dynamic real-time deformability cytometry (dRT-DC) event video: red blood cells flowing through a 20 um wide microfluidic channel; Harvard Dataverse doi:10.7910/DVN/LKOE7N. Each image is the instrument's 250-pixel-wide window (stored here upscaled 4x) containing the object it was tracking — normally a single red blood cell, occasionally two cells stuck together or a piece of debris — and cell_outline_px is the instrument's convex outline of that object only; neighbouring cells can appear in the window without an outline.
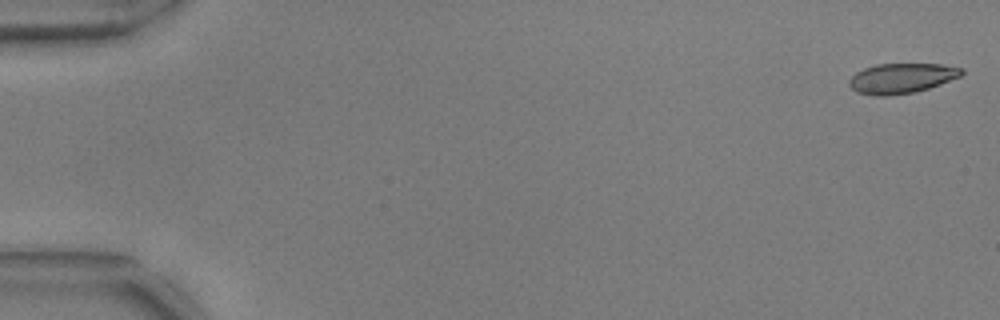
{"species": "common noctule bat (a hibernating species)", "species_latin": "Nyctalus noctula", "temperature_condition": "warm", "stored_images_in_passage": 54, "camera_frame_rate_fps": 3000, "um_per_image_px": 0.085, "animal": {"sex": "male", "body_mass_g": 17.9, "forearm_length_mm": 54.2}, "frame": {"image": 1, "passage_image": 1, "time_ms": 0.0, "image_size_px": [1000, 320], "cell_outline_px": [[964, 72], [960, 76], [940, 84], [928, 88], [912, 92], [884, 96], [876, 96], [856, 92], [848, 84], [848, 80], [856, 72], [864, 68], [876, 64], [940, 64], [964, 68]], "centroid_in_image_um": [76.61, 6.64], "position_along_channel_um": 8.4, "area_um2": 19.59}}
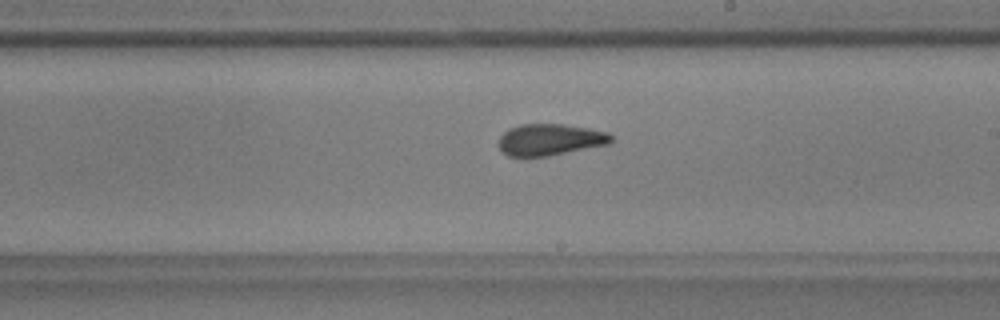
{"frame": {"image": 2, "passage_image": 32, "time_ms": 10.333, "image_size_px": [1000, 320], "cell_outline_px": [[612, 140], [608, 144], [548, 156], [508, 156], [496, 144], [500, 136], [508, 128], [520, 124], [564, 124], [588, 128], [608, 132], [612, 136]], "centroid_in_image_um": [46.72, 11.86], "position_along_channel_um": 242.3, "area_um2": 20.69}}
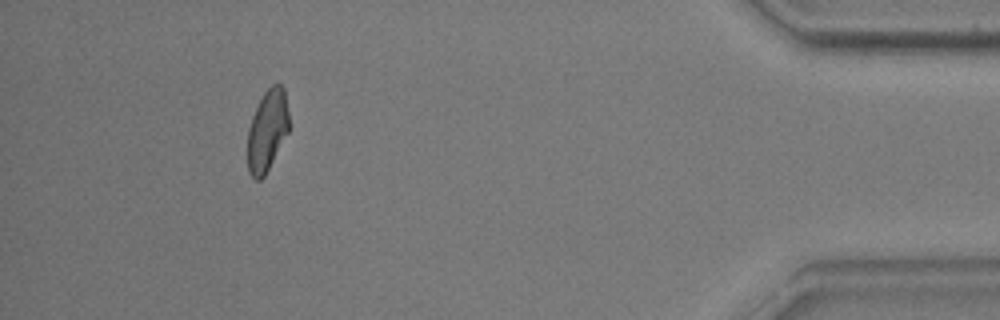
{"frame": {"image": 3, "passage_image": 50, "time_ms": 16.333, "image_size_px": [1000, 320], "cell_outline_px": [[288, 132], [264, 176], [260, 180], [256, 180], [248, 172], [248, 128], [252, 116], [264, 92], [272, 84], [280, 84], [284, 88], [288, 112]], "centroid_in_image_um": [22.71, 11.09], "position_along_channel_um": 412.5, "area_um2": 19.36}, "authors_computed_cell_mechanics": {"area_um2": 20.5768, "velocity_mm_per_s": 3.7468, "shape_relaxation_time_tau1_ms": 5.7674, "shape_relaxation_time_tau2_ms": 1.4142, "deformation_change_tau1": 0.1897, "deformation_change_tau2": 0.0876}}